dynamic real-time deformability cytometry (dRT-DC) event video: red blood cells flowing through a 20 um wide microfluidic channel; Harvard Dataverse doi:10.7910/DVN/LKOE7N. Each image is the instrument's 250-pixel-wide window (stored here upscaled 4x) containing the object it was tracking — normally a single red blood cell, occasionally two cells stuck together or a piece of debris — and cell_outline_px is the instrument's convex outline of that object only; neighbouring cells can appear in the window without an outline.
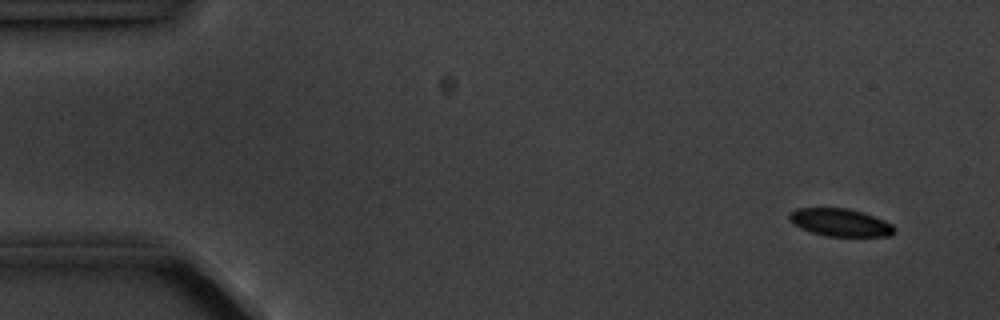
{"species": "common noctule bat (a hibernating species)", "species_latin": "Nyctalus noctula", "temperature_condition": "cold", "stored_images_in_passage": 5, "camera_frame_rate_fps": 3000, "um_per_image_px": 0.085, "animal": {"sex": "male", "body_mass_g": 20.1, "forearm_length_mm": 53.5}, "frame": {"image": 1, "passage_image": 5, "time_ms": 5.333, "image_size_px": [1000, 320], "cell_outline_px": [[896, 232], [892, 236], [828, 236], [812, 232], [800, 228], [792, 224], [788, 220], [788, 212], [796, 208], [848, 208], [864, 212], [884, 220], [892, 224], [896, 228]], "centroid_in_image_um": [71.41, 18.9], "position_along_channel_um": 13.6, "area_um2": 17.22}}